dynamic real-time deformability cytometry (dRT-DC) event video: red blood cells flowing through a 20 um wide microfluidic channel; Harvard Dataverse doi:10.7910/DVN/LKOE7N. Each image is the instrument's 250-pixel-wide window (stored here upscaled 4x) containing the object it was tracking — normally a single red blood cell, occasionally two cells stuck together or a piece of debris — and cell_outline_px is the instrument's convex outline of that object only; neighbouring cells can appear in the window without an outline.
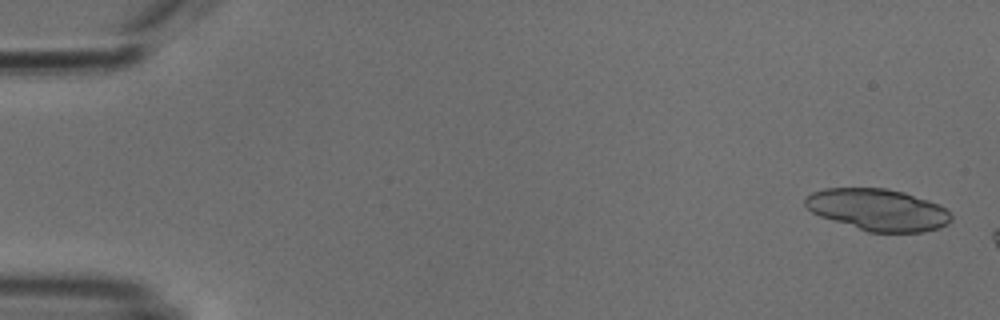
{"species": "common noctule bat (a hibernating species)", "species_latin": "Nyctalus noctula", "temperature_condition": "cold", "stored_images_in_passage": 3, "camera_frame_rate_fps": 3000, "um_per_image_px": 0.085, "animal": {"sex": "male", "body_mass_g": 18.8}, "frame": {"image": 1, "passage_image": 1, "time_ms": 0.0, "image_size_px": [1000, 320], "cell_outline_px": [[952, 220], [948, 224], [940, 228], [924, 232], [868, 232], [820, 216], [812, 212], [804, 204], [804, 200], [812, 192], [824, 188], [888, 188], [904, 192], [940, 204], [952, 216]], "centroid_in_image_um": [74.64, 17.83], "position_along_channel_um": 10.4, "area_um2": 35.6}}